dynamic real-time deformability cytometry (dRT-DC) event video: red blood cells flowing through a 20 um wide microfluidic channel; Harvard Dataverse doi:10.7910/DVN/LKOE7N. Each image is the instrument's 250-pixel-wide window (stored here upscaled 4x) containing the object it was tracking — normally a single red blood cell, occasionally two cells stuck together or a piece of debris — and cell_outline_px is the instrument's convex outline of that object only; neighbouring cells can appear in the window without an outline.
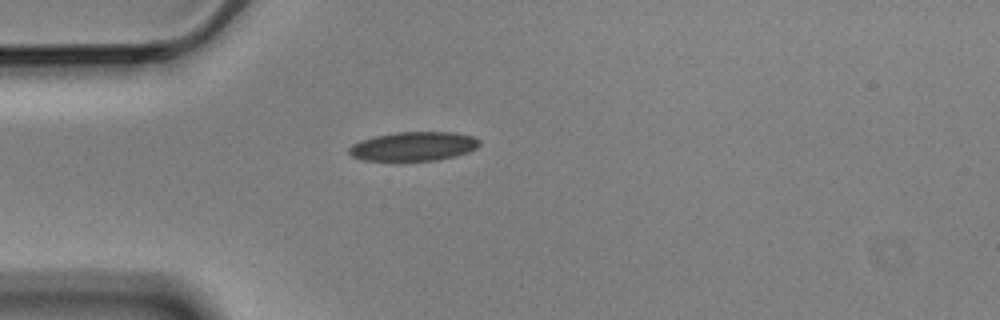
{"species": "Egyptian fruit bat (a non-hibernating species)", "species_latin": "Rousettus aegyptiacus", "temperature_condition": "cold", "stored_images_in_passage": 2, "camera_frame_rate_fps": 3000, "um_per_image_px": 0.085, "animal": {"sex": "male"}, "frame": {"image": 1, "passage_image": 1, "time_ms": 0.0, "image_size_px": [1000, 320], "cell_outline_px": [[480, 144], [476, 148], [468, 152], [456, 156], [436, 160], [404, 164], [392, 164], [364, 160], [352, 156], [348, 152], [348, 148], [352, 144], [360, 140], [376, 136], [396, 132], [456, 132], [476, 136], [480, 140]], "centroid_in_image_um": [35.13, 12.49], "position_along_channel_um": 49.9, "area_um2": 23.35}}